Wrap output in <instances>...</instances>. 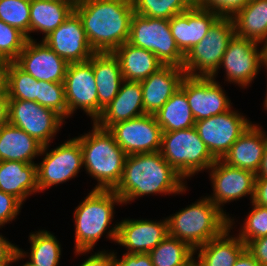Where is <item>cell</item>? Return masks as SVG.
<instances>
[{
  "instance_id": "cell-1",
  "label": "cell",
  "mask_w": 267,
  "mask_h": 266,
  "mask_svg": "<svg viewBox=\"0 0 267 266\" xmlns=\"http://www.w3.org/2000/svg\"><path fill=\"white\" fill-rule=\"evenodd\" d=\"M181 175L165 161L160 152L126 156L122 178L113 190L123 205L150 195H180L188 189Z\"/></svg>"
},
{
  "instance_id": "cell-2",
  "label": "cell",
  "mask_w": 267,
  "mask_h": 266,
  "mask_svg": "<svg viewBox=\"0 0 267 266\" xmlns=\"http://www.w3.org/2000/svg\"><path fill=\"white\" fill-rule=\"evenodd\" d=\"M74 11L95 53L114 52L128 42L134 14L132 0H78Z\"/></svg>"
},
{
  "instance_id": "cell-3",
  "label": "cell",
  "mask_w": 267,
  "mask_h": 266,
  "mask_svg": "<svg viewBox=\"0 0 267 266\" xmlns=\"http://www.w3.org/2000/svg\"><path fill=\"white\" fill-rule=\"evenodd\" d=\"M115 205L123 206L113 190L91 189L74 211V251L94 250L101 237L117 242L119 222L115 219Z\"/></svg>"
},
{
  "instance_id": "cell-4",
  "label": "cell",
  "mask_w": 267,
  "mask_h": 266,
  "mask_svg": "<svg viewBox=\"0 0 267 266\" xmlns=\"http://www.w3.org/2000/svg\"><path fill=\"white\" fill-rule=\"evenodd\" d=\"M76 138L81 145L83 168L97 181L92 189L114 190L122 178L127 155L113 134L92 122V129Z\"/></svg>"
},
{
  "instance_id": "cell-5",
  "label": "cell",
  "mask_w": 267,
  "mask_h": 266,
  "mask_svg": "<svg viewBox=\"0 0 267 266\" xmlns=\"http://www.w3.org/2000/svg\"><path fill=\"white\" fill-rule=\"evenodd\" d=\"M179 210L166 217L168 235L185 242L194 251L229 227V217L207 196Z\"/></svg>"
},
{
  "instance_id": "cell-6",
  "label": "cell",
  "mask_w": 267,
  "mask_h": 266,
  "mask_svg": "<svg viewBox=\"0 0 267 266\" xmlns=\"http://www.w3.org/2000/svg\"><path fill=\"white\" fill-rule=\"evenodd\" d=\"M159 152L185 181L206 172L216 161L195 127L163 132Z\"/></svg>"
},
{
  "instance_id": "cell-7",
  "label": "cell",
  "mask_w": 267,
  "mask_h": 266,
  "mask_svg": "<svg viewBox=\"0 0 267 266\" xmlns=\"http://www.w3.org/2000/svg\"><path fill=\"white\" fill-rule=\"evenodd\" d=\"M128 43L151 51L163 65L183 66L185 55L179 50L167 19L134 13Z\"/></svg>"
},
{
  "instance_id": "cell-8",
  "label": "cell",
  "mask_w": 267,
  "mask_h": 266,
  "mask_svg": "<svg viewBox=\"0 0 267 266\" xmlns=\"http://www.w3.org/2000/svg\"><path fill=\"white\" fill-rule=\"evenodd\" d=\"M235 35L232 18H219L208 34L184 57L183 70L187 76L211 77L217 70Z\"/></svg>"
},
{
  "instance_id": "cell-9",
  "label": "cell",
  "mask_w": 267,
  "mask_h": 266,
  "mask_svg": "<svg viewBox=\"0 0 267 266\" xmlns=\"http://www.w3.org/2000/svg\"><path fill=\"white\" fill-rule=\"evenodd\" d=\"M261 46L256 41L234 35L229 41L218 70L211 78L217 81V75L222 68L225 70L226 83L236 84L241 89L251 87L261 68L265 67L264 46Z\"/></svg>"
},
{
  "instance_id": "cell-10",
  "label": "cell",
  "mask_w": 267,
  "mask_h": 266,
  "mask_svg": "<svg viewBox=\"0 0 267 266\" xmlns=\"http://www.w3.org/2000/svg\"><path fill=\"white\" fill-rule=\"evenodd\" d=\"M49 145L42 147L41 162L37 165V184L39 192L48 190L54 185L63 184L78 177L83 170V159L80 141L76 138L65 140L49 150Z\"/></svg>"
},
{
  "instance_id": "cell-11",
  "label": "cell",
  "mask_w": 267,
  "mask_h": 266,
  "mask_svg": "<svg viewBox=\"0 0 267 266\" xmlns=\"http://www.w3.org/2000/svg\"><path fill=\"white\" fill-rule=\"evenodd\" d=\"M252 124L243 113L230 110L195 122L199 137L216 159H222L230 147Z\"/></svg>"
},
{
  "instance_id": "cell-12",
  "label": "cell",
  "mask_w": 267,
  "mask_h": 266,
  "mask_svg": "<svg viewBox=\"0 0 267 266\" xmlns=\"http://www.w3.org/2000/svg\"><path fill=\"white\" fill-rule=\"evenodd\" d=\"M65 120L35 101L9 100V124L22 129L43 146L53 143Z\"/></svg>"
},
{
  "instance_id": "cell-13",
  "label": "cell",
  "mask_w": 267,
  "mask_h": 266,
  "mask_svg": "<svg viewBox=\"0 0 267 266\" xmlns=\"http://www.w3.org/2000/svg\"><path fill=\"white\" fill-rule=\"evenodd\" d=\"M209 180L211 181V195L206 196L218 206L228 217L227 210L224 211L225 204H230L234 201H239L246 196L250 197V202L253 201L255 192L256 174L249 171L230 166L221 159L207 170Z\"/></svg>"
},
{
  "instance_id": "cell-14",
  "label": "cell",
  "mask_w": 267,
  "mask_h": 266,
  "mask_svg": "<svg viewBox=\"0 0 267 266\" xmlns=\"http://www.w3.org/2000/svg\"><path fill=\"white\" fill-rule=\"evenodd\" d=\"M65 98L68 118L81 109L91 122L98 118V93L93 71V55L85 62L69 63L66 69Z\"/></svg>"
},
{
  "instance_id": "cell-15",
  "label": "cell",
  "mask_w": 267,
  "mask_h": 266,
  "mask_svg": "<svg viewBox=\"0 0 267 266\" xmlns=\"http://www.w3.org/2000/svg\"><path fill=\"white\" fill-rule=\"evenodd\" d=\"M126 155L159 152L163 131L155 115L118 122L108 129Z\"/></svg>"
},
{
  "instance_id": "cell-16",
  "label": "cell",
  "mask_w": 267,
  "mask_h": 266,
  "mask_svg": "<svg viewBox=\"0 0 267 266\" xmlns=\"http://www.w3.org/2000/svg\"><path fill=\"white\" fill-rule=\"evenodd\" d=\"M180 88L186 94L196 121L224 113L233 107L224 87L211 77L186 75Z\"/></svg>"
},
{
  "instance_id": "cell-17",
  "label": "cell",
  "mask_w": 267,
  "mask_h": 266,
  "mask_svg": "<svg viewBox=\"0 0 267 266\" xmlns=\"http://www.w3.org/2000/svg\"><path fill=\"white\" fill-rule=\"evenodd\" d=\"M42 41L68 64L88 61L95 53L75 11Z\"/></svg>"
},
{
  "instance_id": "cell-18",
  "label": "cell",
  "mask_w": 267,
  "mask_h": 266,
  "mask_svg": "<svg viewBox=\"0 0 267 266\" xmlns=\"http://www.w3.org/2000/svg\"><path fill=\"white\" fill-rule=\"evenodd\" d=\"M14 62L36 80L64 83L68 63L42 40L28 39Z\"/></svg>"
},
{
  "instance_id": "cell-19",
  "label": "cell",
  "mask_w": 267,
  "mask_h": 266,
  "mask_svg": "<svg viewBox=\"0 0 267 266\" xmlns=\"http://www.w3.org/2000/svg\"><path fill=\"white\" fill-rule=\"evenodd\" d=\"M168 235L167 218L162 220L129 219L119 221L117 242L125 253H149Z\"/></svg>"
},
{
  "instance_id": "cell-20",
  "label": "cell",
  "mask_w": 267,
  "mask_h": 266,
  "mask_svg": "<svg viewBox=\"0 0 267 266\" xmlns=\"http://www.w3.org/2000/svg\"><path fill=\"white\" fill-rule=\"evenodd\" d=\"M220 17L211 11L193 5L187 11L169 19V27L179 50L186 55L207 34Z\"/></svg>"
},
{
  "instance_id": "cell-21",
  "label": "cell",
  "mask_w": 267,
  "mask_h": 266,
  "mask_svg": "<svg viewBox=\"0 0 267 266\" xmlns=\"http://www.w3.org/2000/svg\"><path fill=\"white\" fill-rule=\"evenodd\" d=\"M186 76L181 67L163 65L148 78L141 81L145 114L155 115L180 88Z\"/></svg>"
},
{
  "instance_id": "cell-22",
  "label": "cell",
  "mask_w": 267,
  "mask_h": 266,
  "mask_svg": "<svg viewBox=\"0 0 267 266\" xmlns=\"http://www.w3.org/2000/svg\"><path fill=\"white\" fill-rule=\"evenodd\" d=\"M264 130L259 123L253 122L221 160L230 166L256 174L267 145V132Z\"/></svg>"
},
{
  "instance_id": "cell-23",
  "label": "cell",
  "mask_w": 267,
  "mask_h": 266,
  "mask_svg": "<svg viewBox=\"0 0 267 266\" xmlns=\"http://www.w3.org/2000/svg\"><path fill=\"white\" fill-rule=\"evenodd\" d=\"M234 217H229V227L218 237L194 251L197 266H233L246 244L234 233ZM235 224V225H234ZM232 230V231H231ZM232 232V233H231ZM197 254V255H196ZM197 256V257H196Z\"/></svg>"
},
{
  "instance_id": "cell-24",
  "label": "cell",
  "mask_w": 267,
  "mask_h": 266,
  "mask_svg": "<svg viewBox=\"0 0 267 266\" xmlns=\"http://www.w3.org/2000/svg\"><path fill=\"white\" fill-rule=\"evenodd\" d=\"M145 115L141 82L124 80L116 97L103 109L95 123L109 129L112 125Z\"/></svg>"
},
{
  "instance_id": "cell-25",
  "label": "cell",
  "mask_w": 267,
  "mask_h": 266,
  "mask_svg": "<svg viewBox=\"0 0 267 266\" xmlns=\"http://www.w3.org/2000/svg\"><path fill=\"white\" fill-rule=\"evenodd\" d=\"M0 190L13 195L22 204L39 193L36 163L0 161Z\"/></svg>"
},
{
  "instance_id": "cell-26",
  "label": "cell",
  "mask_w": 267,
  "mask_h": 266,
  "mask_svg": "<svg viewBox=\"0 0 267 266\" xmlns=\"http://www.w3.org/2000/svg\"><path fill=\"white\" fill-rule=\"evenodd\" d=\"M93 71L98 93V117L116 97L124 81L119 59L113 52L94 53Z\"/></svg>"
},
{
  "instance_id": "cell-27",
  "label": "cell",
  "mask_w": 267,
  "mask_h": 266,
  "mask_svg": "<svg viewBox=\"0 0 267 266\" xmlns=\"http://www.w3.org/2000/svg\"><path fill=\"white\" fill-rule=\"evenodd\" d=\"M76 3L62 0H31L30 40H36L31 36L32 33H42V40L54 31L71 15Z\"/></svg>"
},
{
  "instance_id": "cell-28",
  "label": "cell",
  "mask_w": 267,
  "mask_h": 266,
  "mask_svg": "<svg viewBox=\"0 0 267 266\" xmlns=\"http://www.w3.org/2000/svg\"><path fill=\"white\" fill-rule=\"evenodd\" d=\"M42 147L35 138L11 124L0 129V161L35 163Z\"/></svg>"
},
{
  "instance_id": "cell-29",
  "label": "cell",
  "mask_w": 267,
  "mask_h": 266,
  "mask_svg": "<svg viewBox=\"0 0 267 266\" xmlns=\"http://www.w3.org/2000/svg\"><path fill=\"white\" fill-rule=\"evenodd\" d=\"M28 237L30 249L27 252L18 246L12 264L19 263L21 259L29 258L27 259L28 262L34 266H59L63 250L62 244L54 233L39 229L30 232Z\"/></svg>"
},
{
  "instance_id": "cell-30",
  "label": "cell",
  "mask_w": 267,
  "mask_h": 266,
  "mask_svg": "<svg viewBox=\"0 0 267 266\" xmlns=\"http://www.w3.org/2000/svg\"><path fill=\"white\" fill-rule=\"evenodd\" d=\"M113 53L119 59L121 73L126 81L141 82L163 66L154 53L128 42Z\"/></svg>"
},
{
  "instance_id": "cell-31",
  "label": "cell",
  "mask_w": 267,
  "mask_h": 266,
  "mask_svg": "<svg viewBox=\"0 0 267 266\" xmlns=\"http://www.w3.org/2000/svg\"><path fill=\"white\" fill-rule=\"evenodd\" d=\"M232 20L238 37L262 45L267 41V0H251Z\"/></svg>"
},
{
  "instance_id": "cell-32",
  "label": "cell",
  "mask_w": 267,
  "mask_h": 266,
  "mask_svg": "<svg viewBox=\"0 0 267 266\" xmlns=\"http://www.w3.org/2000/svg\"><path fill=\"white\" fill-rule=\"evenodd\" d=\"M155 117L163 132L192 128L196 122L186 94L181 88L162 106Z\"/></svg>"
},
{
  "instance_id": "cell-33",
  "label": "cell",
  "mask_w": 267,
  "mask_h": 266,
  "mask_svg": "<svg viewBox=\"0 0 267 266\" xmlns=\"http://www.w3.org/2000/svg\"><path fill=\"white\" fill-rule=\"evenodd\" d=\"M149 255L153 266H190L194 263V250L170 235L151 250Z\"/></svg>"
},
{
  "instance_id": "cell-34",
  "label": "cell",
  "mask_w": 267,
  "mask_h": 266,
  "mask_svg": "<svg viewBox=\"0 0 267 266\" xmlns=\"http://www.w3.org/2000/svg\"><path fill=\"white\" fill-rule=\"evenodd\" d=\"M132 3L136 14L167 20L193 6L189 0H132Z\"/></svg>"
},
{
  "instance_id": "cell-35",
  "label": "cell",
  "mask_w": 267,
  "mask_h": 266,
  "mask_svg": "<svg viewBox=\"0 0 267 266\" xmlns=\"http://www.w3.org/2000/svg\"><path fill=\"white\" fill-rule=\"evenodd\" d=\"M7 95L9 100L37 102V80L15 62L9 63Z\"/></svg>"
},
{
  "instance_id": "cell-36",
  "label": "cell",
  "mask_w": 267,
  "mask_h": 266,
  "mask_svg": "<svg viewBox=\"0 0 267 266\" xmlns=\"http://www.w3.org/2000/svg\"><path fill=\"white\" fill-rule=\"evenodd\" d=\"M31 0H0V20L19 29L30 40Z\"/></svg>"
},
{
  "instance_id": "cell-37",
  "label": "cell",
  "mask_w": 267,
  "mask_h": 266,
  "mask_svg": "<svg viewBox=\"0 0 267 266\" xmlns=\"http://www.w3.org/2000/svg\"><path fill=\"white\" fill-rule=\"evenodd\" d=\"M37 103L52 109L64 120L68 118L64 83L37 80Z\"/></svg>"
},
{
  "instance_id": "cell-38",
  "label": "cell",
  "mask_w": 267,
  "mask_h": 266,
  "mask_svg": "<svg viewBox=\"0 0 267 266\" xmlns=\"http://www.w3.org/2000/svg\"><path fill=\"white\" fill-rule=\"evenodd\" d=\"M250 203L252 209L235 233L245 244L259 237L267 236V207L257 205L253 201Z\"/></svg>"
},
{
  "instance_id": "cell-39",
  "label": "cell",
  "mask_w": 267,
  "mask_h": 266,
  "mask_svg": "<svg viewBox=\"0 0 267 266\" xmlns=\"http://www.w3.org/2000/svg\"><path fill=\"white\" fill-rule=\"evenodd\" d=\"M27 36L19 29L0 20V54L10 62H14L27 42Z\"/></svg>"
},
{
  "instance_id": "cell-40",
  "label": "cell",
  "mask_w": 267,
  "mask_h": 266,
  "mask_svg": "<svg viewBox=\"0 0 267 266\" xmlns=\"http://www.w3.org/2000/svg\"><path fill=\"white\" fill-rule=\"evenodd\" d=\"M251 0H203L198 6L216 13L220 18H233Z\"/></svg>"
},
{
  "instance_id": "cell-41",
  "label": "cell",
  "mask_w": 267,
  "mask_h": 266,
  "mask_svg": "<svg viewBox=\"0 0 267 266\" xmlns=\"http://www.w3.org/2000/svg\"><path fill=\"white\" fill-rule=\"evenodd\" d=\"M23 204L13 195L0 190V228L17 219ZM11 222V223H10Z\"/></svg>"
},
{
  "instance_id": "cell-42",
  "label": "cell",
  "mask_w": 267,
  "mask_h": 266,
  "mask_svg": "<svg viewBox=\"0 0 267 266\" xmlns=\"http://www.w3.org/2000/svg\"><path fill=\"white\" fill-rule=\"evenodd\" d=\"M93 252V253H92ZM80 250L74 251L75 257L84 254L88 256L90 253L91 256H86V259L78 266H114V250L99 249L97 252L93 250Z\"/></svg>"
},
{
  "instance_id": "cell-43",
  "label": "cell",
  "mask_w": 267,
  "mask_h": 266,
  "mask_svg": "<svg viewBox=\"0 0 267 266\" xmlns=\"http://www.w3.org/2000/svg\"><path fill=\"white\" fill-rule=\"evenodd\" d=\"M114 250V266H153L149 253H123L121 258Z\"/></svg>"
},
{
  "instance_id": "cell-44",
  "label": "cell",
  "mask_w": 267,
  "mask_h": 266,
  "mask_svg": "<svg viewBox=\"0 0 267 266\" xmlns=\"http://www.w3.org/2000/svg\"><path fill=\"white\" fill-rule=\"evenodd\" d=\"M246 249L252 254L260 266H267V236L251 240Z\"/></svg>"
},
{
  "instance_id": "cell-45",
  "label": "cell",
  "mask_w": 267,
  "mask_h": 266,
  "mask_svg": "<svg viewBox=\"0 0 267 266\" xmlns=\"http://www.w3.org/2000/svg\"><path fill=\"white\" fill-rule=\"evenodd\" d=\"M17 251L18 245L13 244L0 233V266H13L12 261Z\"/></svg>"
},
{
  "instance_id": "cell-46",
  "label": "cell",
  "mask_w": 267,
  "mask_h": 266,
  "mask_svg": "<svg viewBox=\"0 0 267 266\" xmlns=\"http://www.w3.org/2000/svg\"><path fill=\"white\" fill-rule=\"evenodd\" d=\"M253 202L267 207V178H256Z\"/></svg>"
},
{
  "instance_id": "cell-47",
  "label": "cell",
  "mask_w": 267,
  "mask_h": 266,
  "mask_svg": "<svg viewBox=\"0 0 267 266\" xmlns=\"http://www.w3.org/2000/svg\"><path fill=\"white\" fill-rule=\"evenodd\" d=\"M9 124V98L0 96V129Z\"/></svg>"
},
{
  "instance_id": "cell-48",
  "label": "cell",
  "mask_w": 267,
  "mask_h": 266,
  "mask_svg": "<svg viewBox=\"0 0 267 266\" xmlns=\"http://www.w3.org/2000/svg\"><path fill=\"white\" fill-rule=\"evenodd\" d=\"M233 266H260V265L252 256V254L245 248L240 253Z\"/></svg>"
},
{
  "instance_id": "cell-49",
  "label": "cell",
  "mask_w": 267,
  "mask_h": 266,
  "mask_svg": "<svg viewBox=\"0 0 267 266\" xmlns=\"http://www.w3.org/2000/svg\"><path fill=\"white\" fill-rule=\"evenodd\" d=\"M9 64H0V96L7 95Z\"/></svg>"
},
{
  "instance_id": "cell-50",
  "label": "cell",
  "mask_w": 267,
  "mask_h": 266,
  "mask_svg": "<svg viewBox=\"0 0 267 266\" xmlns=\"http://www.w3.org/2000/svg\"><path fill=\"white\" fill-rule=\"evenodd\" d=\"M256 178H267V145L264 149L260 166L256 172Z\"/></svg>"
},
{
  "instance_id": "cell-51",
  "label": "cell",
  "mask_w": 267,
  "mask_h": 266,
  "mask_svg": "<svg viewBox=\"0 0 267 266\" xmlns=\"http://www.w3.org/2000/svg\"><path fill=\"white\" fill-rule=\"evenodd\" d=\"M264 46V63L265 69L267 70V41L263 44Z\"/></svg>"
},
{
  "instance_id": "cell-52",
  "label": "cell",
  "mask_w": 267,
  "mask_h": 266,
  "mask_svg": "<svg viewBox=\"0 0 267 266\" xmlns=\"http://www.w3.org/2000/svg\"><path fill=\"white\" fill-rule=\"evenodd\" d=\"M266 73H267V70H266ZM266 88H267V86H266ZM265 93H266L265 94L266 96L264 98L263 107H264L265 111H267V89H266V92Z\"/></svg>"
},
{
  "instance_id": "cell-53",
  "label": "cell",
  "mask_w": 267,
  "mask_h": 266,
  "mask_svg": "<svg viewBox=\"0 0 267 266\" xmlns=\"http://www.w3.org/2000/svg\"><path fill=\"white\" fill-rule=\"evenodd\" d=\"M10 61H7L1 54H0V64H9Z\"/></svg>"
},
{
  "instance_id": "cell-54",
  "label": "cell",
  "mask_w": 267,
  "mask_h": 266,
  "mask_svg": "<svg viewBox=\"0 0 267 266\" xmlns=\"http://www.w3.org/2000/svg\"><path fill=\"white\" fill-rule=\"evenodd\" d=\"M192 5H199L203 0H189Z\"/></svg>"
},
{
  "instance_id": "cell-55",
  "label": "cell",
  "mask_w": 267,
  "mask_h": 266,
  "mask_svg": "<svg viewBox=\"0 0 267 266\" xmlns=\"http://www.w3.org/2000/svg\"><path fill=\"white\" fill-rule=\"evenodd\" d=\"M18 266H20V265H18ZM21 266H34V265H32V264H30L28 261H26L24 264H22Z\"/></svg>"
},
{
  "instance_id": "cell-56",
  "label": "cell",
  "mask_w": 267,
  "mask_h": 266,
  "mask_svg": "<svg viewBox=\"0 0 267 266\" xmlns=\"http://www.w3.org/2000/svg\"><path fill=\"white\" fill-rule=\"evenodd\" d=\"M62 1H66V2H78V0H62Z\"/></svg>"
}]
</instances>
